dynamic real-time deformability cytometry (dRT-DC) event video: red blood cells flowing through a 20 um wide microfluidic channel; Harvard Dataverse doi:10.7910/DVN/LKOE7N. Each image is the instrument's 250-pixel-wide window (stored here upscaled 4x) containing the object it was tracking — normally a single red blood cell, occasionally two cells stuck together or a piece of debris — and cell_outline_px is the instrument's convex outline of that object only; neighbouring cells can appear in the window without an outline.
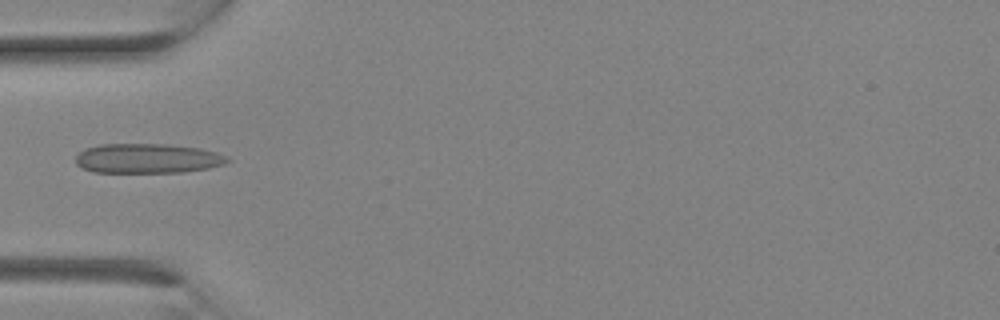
{"species": "Egyptian fruit bat (a non-hibernating species)", "species_latin": "Rousettus aegyptiacus", "temperature_condition": "room temperature", "stored_images_in_passage": 9, "camera_frame_rate_fps": 3000, "um_per_image_px": 0.085, "animal": {"sex": "female"}, "frame": {"image": 1, "passage_image": 8, "time_ms": 2.333, "image_size_px": [1000, 320], "cell_outline_px": [[232, 160], [224, 164], [208, 168], [180, 172], [92, 172], [80, 168], [76, 164], [76, 156], [84, 148], [100, 144], [164, 144], [200, 148], [216, 152], [228, 156]], "centroid_in_image_um": [12.52, 13.46], "position_along_channel_um": 72.5, "area_um2": 26.36}}